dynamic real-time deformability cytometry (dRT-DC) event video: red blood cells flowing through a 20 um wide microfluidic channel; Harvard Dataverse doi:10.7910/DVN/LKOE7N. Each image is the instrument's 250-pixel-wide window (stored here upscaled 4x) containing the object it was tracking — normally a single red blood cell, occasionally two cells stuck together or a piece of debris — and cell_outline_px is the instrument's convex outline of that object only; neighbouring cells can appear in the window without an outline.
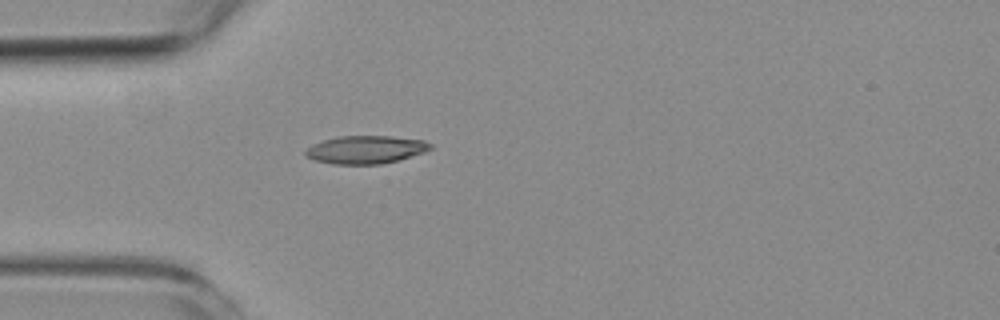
{"species": "common noctule bat (a hibernating species)", "species_latin": "Nyctalus noctula", "temperature_condition": "room temperature", "stored_images_in_passage": 1, "camera_frame_rate_fps": 3000, "um_per_image_px": 0.085, "animal": {"sex": "female", "body_mass_g": 19.3, "forearm_length_mm": 54.1}, "frame": {"image": 1, "passage_image": 1, "time_ms": 0.0, "image_size_px": [1000, 320], "cell_outline_px": [[432, 148], [424, 152], [396, 160], [380, 164], [332, 164], [316, 160], [304, 156], [304, 152], [312, 144], [324, 140], [340, 136], [388, 136], [424, 140], [432, 144]], "centroid_in_image_um": [31.07, 12.71], "position_along_channel_um": 53.9, "area_um2": 20.17}}